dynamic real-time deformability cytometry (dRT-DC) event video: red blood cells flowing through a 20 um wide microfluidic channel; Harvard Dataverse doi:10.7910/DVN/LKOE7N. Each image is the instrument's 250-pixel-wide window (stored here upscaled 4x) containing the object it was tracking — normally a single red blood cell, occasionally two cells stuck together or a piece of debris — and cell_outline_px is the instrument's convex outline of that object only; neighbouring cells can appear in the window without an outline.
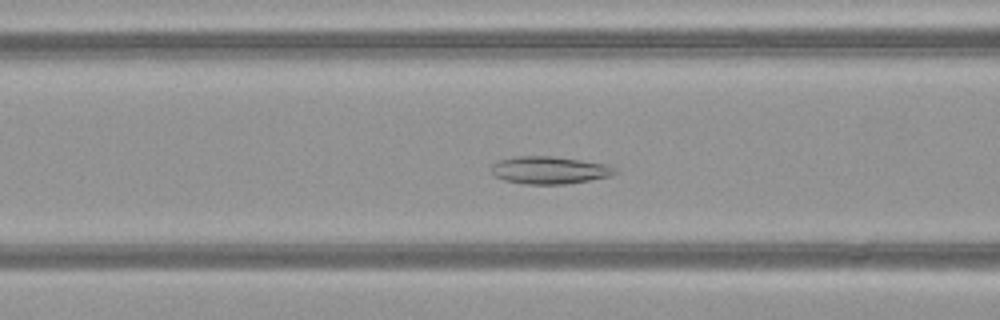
{"species": "common noctule bat (a hibernating species)", "species_latin": "Nyctalus noctula", "temperature_condition": "warm", "stored_images_in_passage": 52, "camera_frame_rate_fps": 3000, "um_per_image_px": 0.085, "animal": {"sex": "female", "body_mass_g": 21.9}, "frame": {"image": 1, "passage_image": 21, "time_ms": 6.667, "image_size_px": [1000, 320], "cell_outline_px": [[616, 172], [608, 176], [568, 184], [524, 184], [504, 180], [492, 176], [492, 164], [500, 160], [516, 156], [552, 156], [608, 164]], "centroid_in_image_um": [46.64, 14.46], "position_along_channel_um": 120.0, "area_um2": 19.65}}
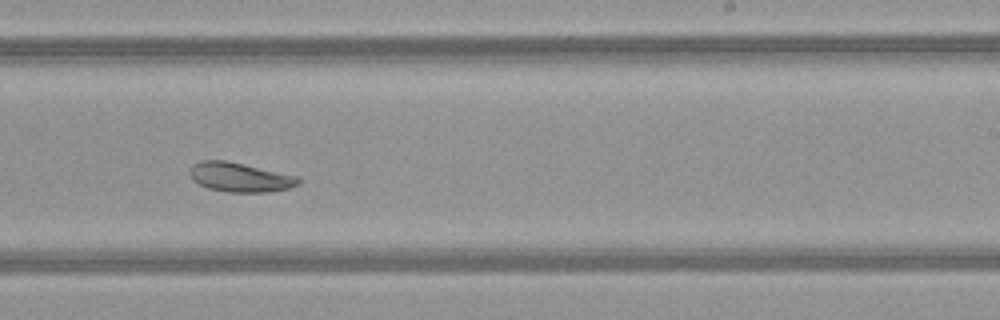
{"frame": {"image": 2, "passage_image": 32, "time_ms": 10.333, "image_size_px": [1000, 320], "cell_outline_px": [[300, 184], [288, 188], [268, 192], [228, 192], [208, 188], [192, 180], [192, 164], [200, 160], [224, 160], [244, 164], [300, 176]], "centroid_in_image_um": [20.44, 15.06], "position_along_channel_um": 268.6, "area_um2": 18.5}}
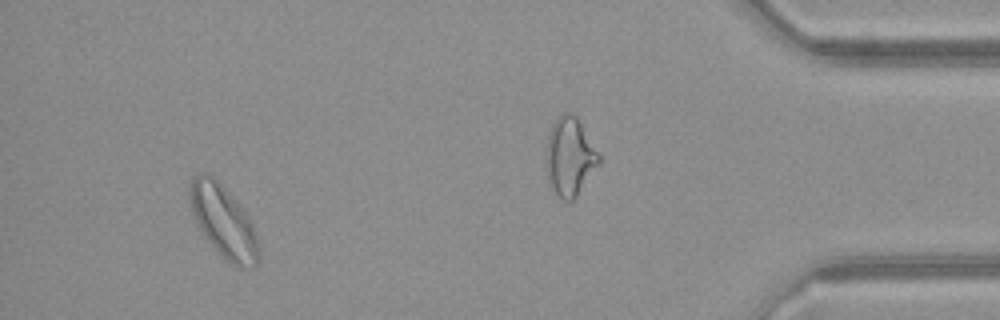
{"frame": {"image": 3, "passage_image": 48, "time_ms": 15.667, "image_size_px": [1000, 320], "cell_outline_px": [[260, 260], [252, 268], [236, 268], [208, 240], [200, 228], [192, 212], [188, 196], [188, 188], [192, 176], [196, 172], [204, 172], [212, 176], [244, 208], [252, 224], [256, 236], [260, 252]], "centroid_in_image_um": [18.99, 18.79], "position_along_channel_um": 416.2, "area_um2": 28.9}}